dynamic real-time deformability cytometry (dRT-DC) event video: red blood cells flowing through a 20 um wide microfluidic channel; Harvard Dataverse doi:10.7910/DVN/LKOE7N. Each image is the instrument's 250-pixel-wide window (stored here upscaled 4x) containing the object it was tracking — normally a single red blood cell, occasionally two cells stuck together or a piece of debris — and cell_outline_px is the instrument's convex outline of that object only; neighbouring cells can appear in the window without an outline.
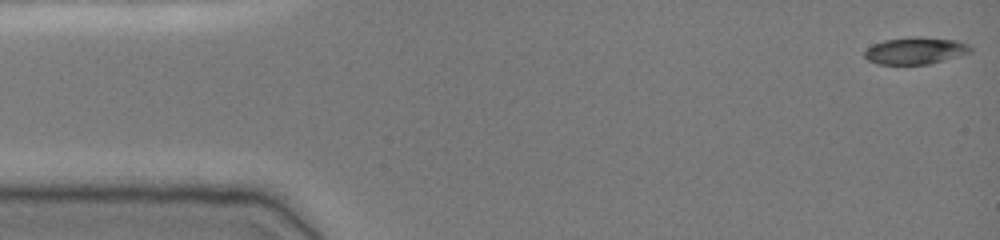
{"species": "common noctule bat (a hibernating species)", "species_latin": "Nyctalus noctula", "temperature_condition": "cold", "stored_images_in_passage": 49, "camera_frame_rate_fps": 3000, "um_per_image_px": 0.085, "animal": {"sex": "female", "body_mass_g": 19.0, "forearm_length_mm": 51.5}, "frame": {"image": 1, "passage_image": 1, "time_ms": 0.0, "image_size_px": [1000, 240], "cell_outline_px": [[972, 52], [944, 60], [928, 64], [876, 64], [868, 60], [864, 56], [864, 52], [872, 44], [884, 40], [912, 36], [916, 36], [956, 40], [968, 44], [972, 48]], "centroid_in_image_um": [77.8, 4.3], "position_along_channel_um": 7.2, "area_um2": 16.7}}
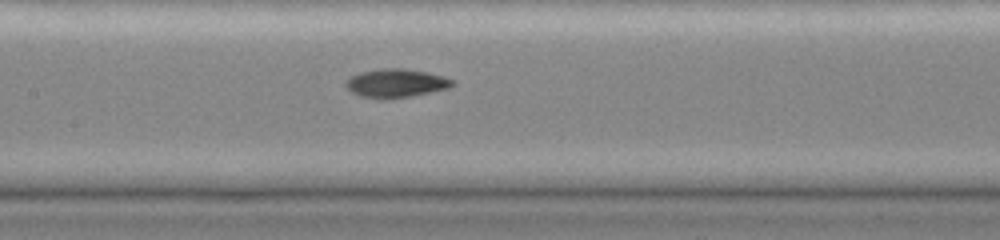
{"frame": {"image": 2, "passage_image": 23, "time_ms": 7.333, "image_size_px": [1000, 240], "cell_outline_px": [[456, 84], [448, 88], [412, 96], [360, 96], [352, 92], [344, 84], [352, 76], [360, 72], [380, 68], [404, 68], [444, 76], [456, 80]], "centroid_in_image_um": [33.72, 7.02], "position_along_channel_um": 173.7, "area_um2": 17.11}}
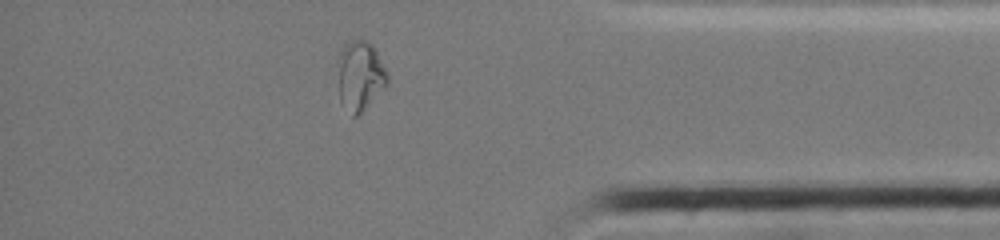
{"frame": {"image": 3, "passage_image": 42, "time_ms": 13.667, "image_size_px": [1000, 240], "cell_outline_px": [[388, 84], [360, 116], [352, 116], [340, 100], [340, 52], [344, 44], [352, 40], [364, 40], [372, 44], [388, 72]], "centroid_in_image_um": [30.66, 6.47], "position_along_channel_um": 404.5, "area_um2": 19.88}, "authors_computed_cell_mechanics": {"area_um2": 17.3978, "velocity_mm_per_s": 3.8549, "shape_relaxation_time_tau1_ms": null, "shape_relaxation_time_tau2_ms": 4.4493, "deformation_change_tau1": null, "deformation_change_tau2": 0.0538}}